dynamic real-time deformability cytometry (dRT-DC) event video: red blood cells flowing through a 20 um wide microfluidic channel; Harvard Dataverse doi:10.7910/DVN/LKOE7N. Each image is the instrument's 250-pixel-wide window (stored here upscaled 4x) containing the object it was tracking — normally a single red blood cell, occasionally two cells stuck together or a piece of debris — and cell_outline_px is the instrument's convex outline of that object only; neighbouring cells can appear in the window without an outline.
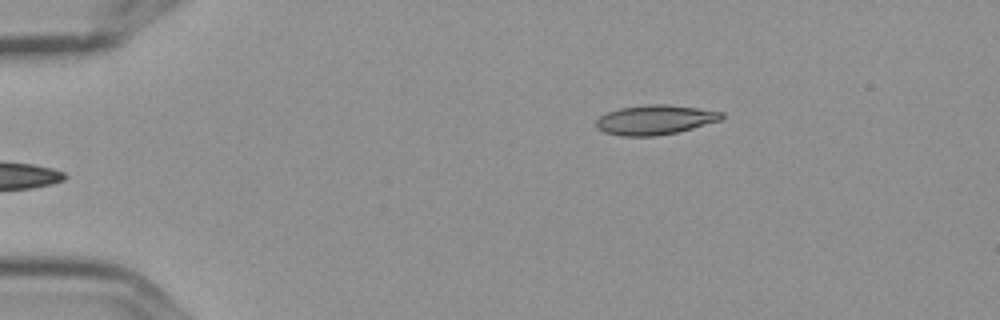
{"species": "Egyptian fruit bat (a non-hibernating species)", "species_latin": "Rousettus aegyptiacus", "temperature_condition": "cold", "stored_images_in_passage": 6, "camera_frame_rate_fps": 3000, "um_per_image_px": 0.085, "frame": {"image": 1, "passage_image": 6, "time_ms": 1.667, "image_size_px": [1000, 320], "cell_outline_px": [[724, 116], [720, 120], [692, 128], [676, 132], [656, 136], [620, 136], [604, 132], [596, 128], [596, 120], [600, 116], [608, 112], [620, 108], [644, 104], [664, 104], [696, 108], [724, 112]], "centroid_in_image_um": [55.64, 10.18], "position_along_channel_um": 29.4, "area_um2": 21.56}}